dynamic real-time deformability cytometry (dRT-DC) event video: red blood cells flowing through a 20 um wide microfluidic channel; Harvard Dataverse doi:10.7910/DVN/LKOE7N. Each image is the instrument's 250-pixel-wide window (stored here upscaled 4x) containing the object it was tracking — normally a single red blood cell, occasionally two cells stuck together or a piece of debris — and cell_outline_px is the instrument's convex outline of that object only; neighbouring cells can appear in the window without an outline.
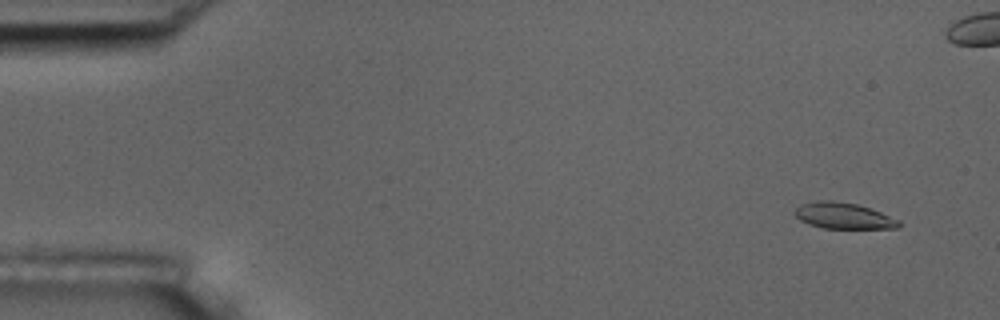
{"species": "common noctule bat (a hibernating species)", "species_latin": "Nyctalus noctula", "temperature_condition": "room temperature", "stored_images_in_passage": 7, "camera_frame_rate_fps": 3000, "um_per_image_px": 0.085, "animal": {"sex": "male", "body_mass_g": 17.5, "forearm_length_mm": 52.3}, "frame": {"image": 1, "passage_image": 2, "time_ms": 1.0, "image_size_px": [1000, 320], "cell_outline_px": [[900, 224], [896, 228], [824, 228], [808, 224], [800, 220], [792, 212], [800, 204], [816, 200], [832, 200], [856, 204], [880, 212], [900, 220]], "centroid_in_image_um": [71.64, 18.33], "position_along_channel_um": 13.4, "area_um2": 15.78}}